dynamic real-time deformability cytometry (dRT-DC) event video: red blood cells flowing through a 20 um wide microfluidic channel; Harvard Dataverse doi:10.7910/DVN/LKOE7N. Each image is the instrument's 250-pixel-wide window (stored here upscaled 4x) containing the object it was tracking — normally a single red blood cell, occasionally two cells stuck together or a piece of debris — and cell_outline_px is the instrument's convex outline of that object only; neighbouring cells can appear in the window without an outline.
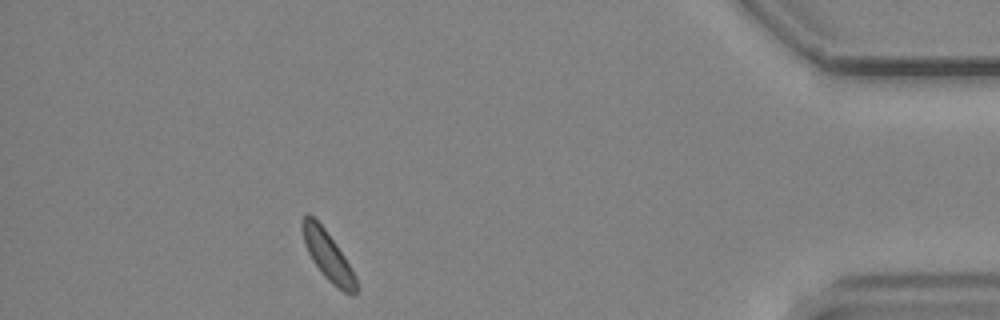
{"species": "common noctule bat (a hibernating species)", "species_latin": "Nyctalus noctula", "temperature_condition": "cold", "stored_images_in_passage": 42, "camera_frame_rate_fps": 3000, "um_per_image_px": 0.085, "animal": {"sex": "male", "body_mass_g": 19.2, "forearm_length_mm": 51.8}, "frame": {"image": 1, "passage_image": 42, "time_ms": 13.667, "image_size_px": [1000, 320], "cell_outline_px": [[360, 288], [356, 292], [344, 292], [336, 288], [320, 272], [312, 260], [304, 244], [304, 216], [308, 212], [324, 228], [336, 244], [344, 256], [356, 276]], "centroid_in_image_um": [27.92, 21.81], "position_along_channel_um": 407.3, "area_um2": 15.03}}